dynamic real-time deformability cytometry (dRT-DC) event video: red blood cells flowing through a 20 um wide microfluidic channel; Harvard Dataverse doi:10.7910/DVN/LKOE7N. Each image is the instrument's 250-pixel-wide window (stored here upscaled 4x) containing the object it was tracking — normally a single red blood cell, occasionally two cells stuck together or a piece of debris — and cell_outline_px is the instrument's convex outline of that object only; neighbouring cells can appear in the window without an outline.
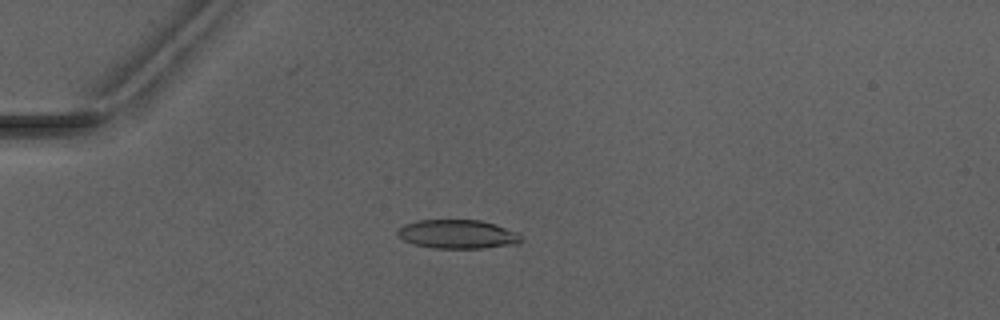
{"species": "Egyptian fruit bat (a non-hibernating species)", "species_latin": "Rousettus aegyptiacus", "temperature_condition": "warm", "stored_images_in_passage": 6, "camera_frame_rate_fps": 3000, "um_per_image_px": 0.085, "animal": {"sex": "male"}, "frame": {"image": 1, "passage_image": 4, "time_ms": 4.667, "image_size_px": [1000, 320], "cell_outline_px": [[524, 240], [516, 244], [480, 248], [432, 248], [412, 244], [404, 240], [396, 232], [404, 224], [416, 220], [480, 220], [496, 224], [516, 232]], "centroid_in_image_um": [38.88, 19.9], "position_along_channel_um": 46.1, "area_um2": 20.75}}
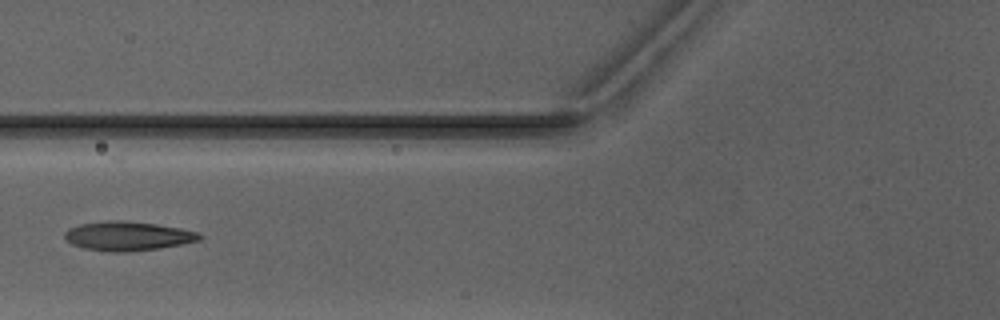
{"frame": {"image": 2, "passage_image": 6, "time_ms": 7.0, "image_size_px": [1000, 320], "cell_outline_px": [[204, 236], [200, 240], [184, 244], [160, 248], [128, 252], [108, 252], [84, 248], [72, 244], [64, 240], [64, 232], [68, 228], [80, 224], [108, 220], [120, 220], [156, 224], [180, 228], [196, 232]], "centroid_in_image_um": [10.84, 20.07], "position_along_channel_um": 115.0, "area_um2": 23.12}}